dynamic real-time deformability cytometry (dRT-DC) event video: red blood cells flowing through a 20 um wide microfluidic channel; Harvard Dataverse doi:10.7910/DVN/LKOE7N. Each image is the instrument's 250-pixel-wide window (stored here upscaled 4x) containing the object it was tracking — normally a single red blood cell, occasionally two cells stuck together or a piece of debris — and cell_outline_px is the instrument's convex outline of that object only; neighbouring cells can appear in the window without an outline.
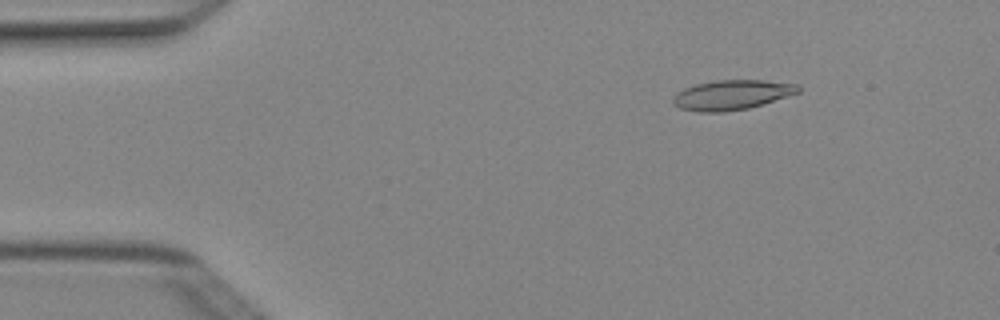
{"species": "Egyptian fruit bat (a non-hibernating species)", "species_latin": "Rousettus aegyptiacus", "temperature_condition": "cold", "stored_images_in_passage": 4, "camera_frame_rate_fps": 3000, "um_per_image_px": 0.085, "animal": {"sex": "female"}, "frame": {"image": 1, "passage_image": 2, "time_ms": 0.333, "image_size_px": [1000, 320], "cell_outline_px": [[800, 92], [748, 108], [724, 112], [700, 112], [680, 108], [672, 104], [672, 96], [676, 92], [684, 88], [696, 84], [716, 80], [764, 80], [796, 84], [800, 88]], "centroid_in_image_um": [62.15, 8.06], "position_along_channel_um": 22.9, "area_um2": 21.68}}